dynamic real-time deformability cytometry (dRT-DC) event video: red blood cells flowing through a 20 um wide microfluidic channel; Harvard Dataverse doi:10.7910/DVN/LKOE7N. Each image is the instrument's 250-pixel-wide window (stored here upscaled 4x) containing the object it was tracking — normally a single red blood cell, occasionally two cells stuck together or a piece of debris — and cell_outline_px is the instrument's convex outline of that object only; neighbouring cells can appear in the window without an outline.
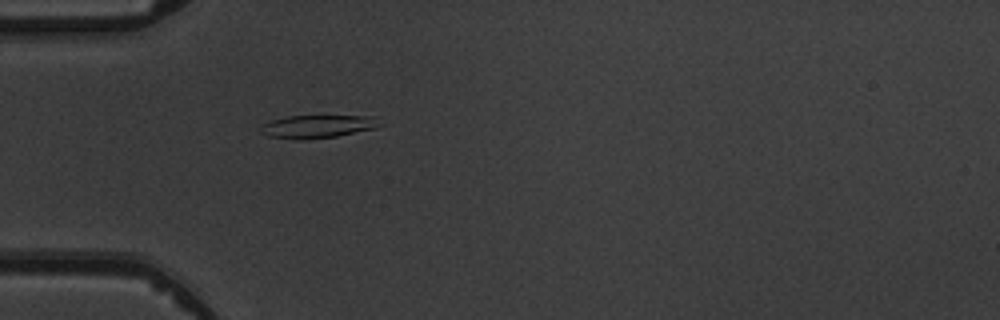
{"species": "common noctule bat (a hibernating species)", "species_latin": "Nyctalus noctula", "temperature_condition": "warm", "stored_images_in_passage": 3, "camera_frame_rate_fps": 3000, "um_per_image_px": 0.085, "animal": {"sex": "male", "body_mass_g": 19.5, "forearm_length_mm": 54.6}, "frame": {"image": 1, "passage_image": 3, "time_ms": 2.333, "image_size_px": [1000, 320], "cell_outline_px": [[384, 124], [376, 128], [336, 136], [300, 140], [268, 136], [260, 132], [264, 124], [272, 120], [288, 116], [376, 116]], "centroid_in_image_um": [27.06, 10.74], "position_along_channel_um": 57.9, "area_um2": 15.9}}